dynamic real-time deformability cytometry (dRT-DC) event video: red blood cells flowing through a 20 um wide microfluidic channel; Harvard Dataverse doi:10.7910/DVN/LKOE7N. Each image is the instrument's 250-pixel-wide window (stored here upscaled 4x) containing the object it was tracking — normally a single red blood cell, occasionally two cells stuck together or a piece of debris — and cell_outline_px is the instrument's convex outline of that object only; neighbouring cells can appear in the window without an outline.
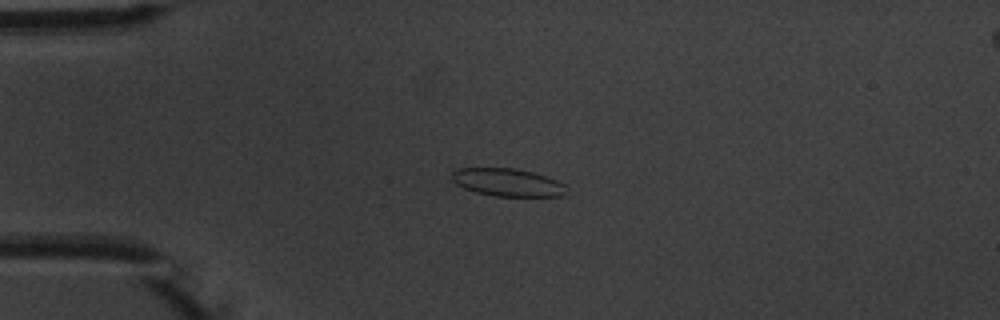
{"species": "common noctule bat (a hibernating species)", "species_latin": "Nyctalus noctula", "temperature_condition": "warm", "stored_images_in_passage": 5, "camera_frame_rate_fps": 3000, "um_per_image_px": 0.085, "animal": {"sex": "male", "body_mass_g": 20.1, "forearm_length_mm": 53.5}, "frame": {"image": 1, "passage_image": 4, "time_ms": 3.333, "image_size_px": [1000, 320], "cell_outline_px": [[568, 192], [564, 196], [496, 196], [476, 192], [464, 188], [456, 184], [452, 180], [452, 172], [456, 168], [516, 168], [532, 172], [556, 180], [564, 184], [568, 188]], "centroid_in_image_um": [43.15, 15.5], "position_along_channel_um": 41.8, "area_um2": 18.61}}